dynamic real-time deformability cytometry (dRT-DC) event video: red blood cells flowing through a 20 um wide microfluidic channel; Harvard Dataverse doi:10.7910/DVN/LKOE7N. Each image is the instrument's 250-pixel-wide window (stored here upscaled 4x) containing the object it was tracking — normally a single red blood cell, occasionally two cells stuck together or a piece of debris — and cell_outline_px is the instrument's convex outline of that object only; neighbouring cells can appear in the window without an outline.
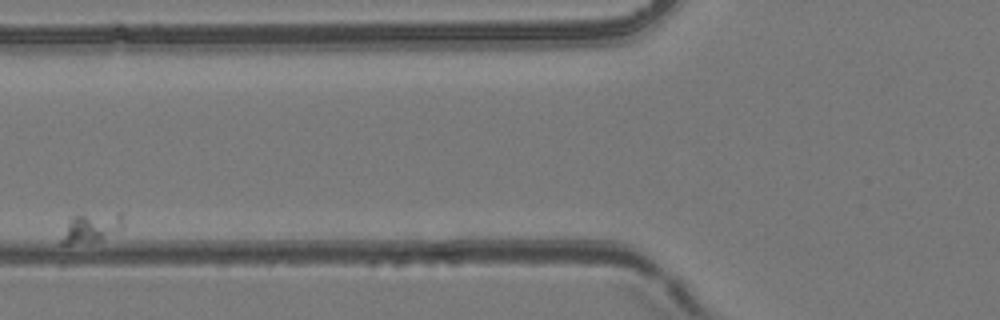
{"species": "common noctule bat (a hibernating species)", "species_latin": "Nyctalus noctula", "temperature_condition": "room temperature", "stored_images_in_passage": 3, "camera_frame_rate_fps": 3000, "um_per_image_px": 0.085, "animal": {"sex": "female", "body_mass_g": 24.6, "forearm_length_mm": 56.2}, "frame": {"image": 1, "passage_image": 3, "time_ms": 0.667, "image_size_px": [1000, 320], "cell_outline_px": [[124, 224], [120, 228], [100, 240], [68, 244], [56, 244], [56, 240], [68, 220], [72, 216], [116, 212], [124, 212]], "centroid_in_image_um": [7.67, 19.35], "position_along_channel_um": 118.1, "area_um2": 10.92}}